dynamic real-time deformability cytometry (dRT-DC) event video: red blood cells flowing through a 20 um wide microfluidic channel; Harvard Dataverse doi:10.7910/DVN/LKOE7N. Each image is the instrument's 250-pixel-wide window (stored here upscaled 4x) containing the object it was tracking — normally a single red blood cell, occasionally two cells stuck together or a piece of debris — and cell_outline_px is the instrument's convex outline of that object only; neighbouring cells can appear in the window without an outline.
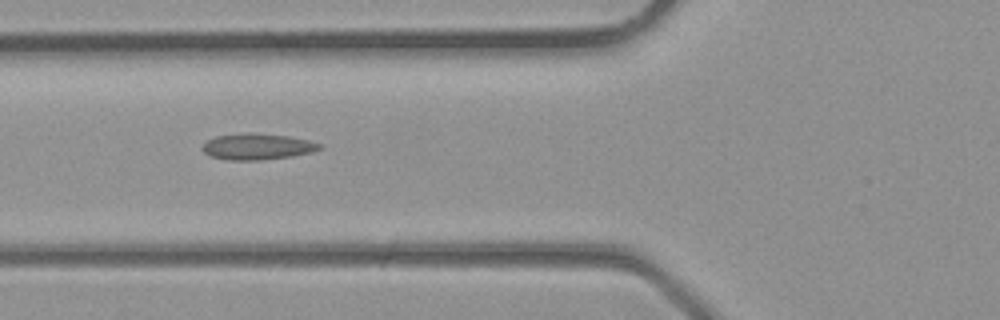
{"species": "common noctule bat (a hibernating species)", "species_latin": "Nyctalus noctula", "temperature_condition": "room temperature", "stored_images_in_passage": 5, "camera_frame_rate_fps": 3000, "um_per_image_px": 0.085, "animal": {"sex": "male", "body_mass_g": 23.1, "forearm_length_mm": 52.7}, "frame": {"image": 1, "passage_image": 5, "time_ms": 1.333, "image_size_px": [1000, 320], "cell_outline_px": [[324, 148], [312, 152], [292, 156], [260, 160], [228, 160], [212, 156], [204, 152], [200, 148], [208, 140], [216, 136], [248, 132], [288, 136], [308, 140], [324, 144]], "centroid_in_image_um": [21.91, 12.46], "position_along_channel_um": 103.9, "area_um2": 17.92}}